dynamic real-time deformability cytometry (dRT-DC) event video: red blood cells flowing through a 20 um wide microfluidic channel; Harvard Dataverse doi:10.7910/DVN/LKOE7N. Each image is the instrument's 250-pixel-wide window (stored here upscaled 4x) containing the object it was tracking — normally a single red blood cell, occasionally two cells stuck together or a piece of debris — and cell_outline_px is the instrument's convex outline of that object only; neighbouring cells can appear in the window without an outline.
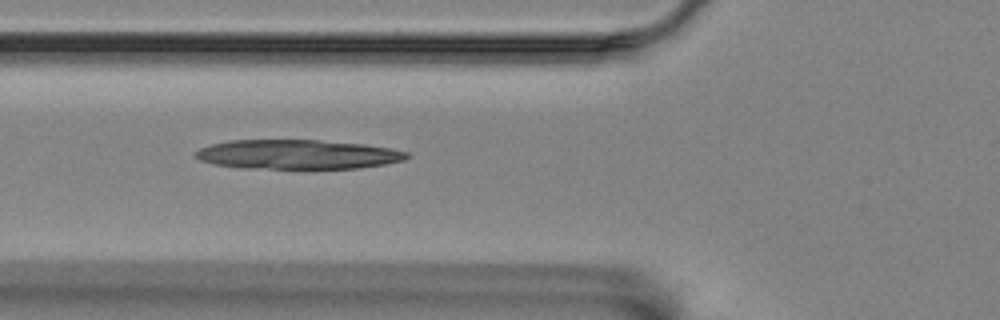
{"species": "Egyptian fruit bat (a non-hibernating species)", "species_latin": "Rousettus aegyptiacus", "temperature_condition": "room temperature", "stored_images_in_passage": 5, "camera_frame_rate_fps": 3000, "um_per_image_px": 0.085, "animal": {"sex": "female"}, "frame": {"image": 1, "passage_image": 4, "time_ms": 1.0, "image_size_px": [1000, 320], "cell_outline_px": [[412, 156], [404, 160], [384, 164], [356, 168], [240, 168], [212, 164], [200, 160], [192, 156], [192, 152], [200, 148], [212, 144], [228, 140], [316, 140], [364, 144], [388, 148], [408, 152]], "centroid_in_image_um": [25.23, 13.12], "position_along_channel_um": 100.6, "area_um2": 36.24}}